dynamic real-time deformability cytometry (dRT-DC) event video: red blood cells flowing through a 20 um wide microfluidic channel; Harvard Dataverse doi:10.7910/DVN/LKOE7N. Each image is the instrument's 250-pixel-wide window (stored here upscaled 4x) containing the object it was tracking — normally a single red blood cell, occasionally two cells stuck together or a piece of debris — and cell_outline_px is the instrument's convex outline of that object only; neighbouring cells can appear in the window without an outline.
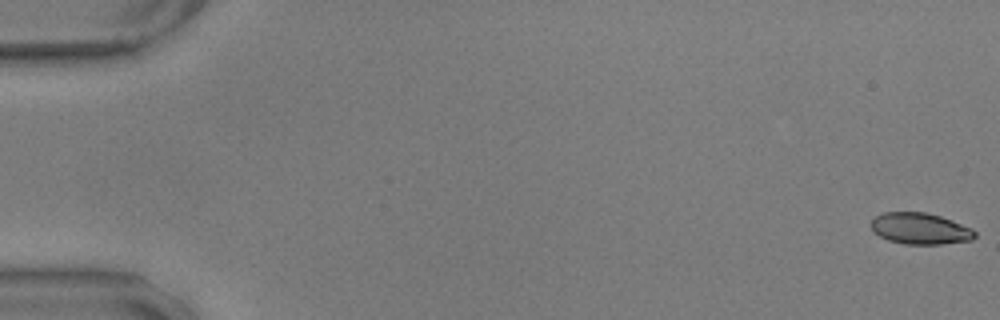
{"species": "common noctule bat (a hibernating species)", "species_latin": "Nyctalus noctula", "temperature_condition": "warm", "stored_images_in_passage": 58, "camera_frame_rate_fps": 3000, "um_per_image_px": 0.085, "animal": {"sex": "male", "body_mass_g": 17.9, "forearm_length_mm": 54.2}, "frame": {"image": 1, "passage_image": 1, "time_ms": 0.0, "image_size_px": [1000, 320], "cell_outline_px": [[976, 236], [972, 240], [940, 244], [904, 244], [888, 240], [872, 232], [872, 220], [876, 216], [884, 212], [924, 212], [940, 216], [952, 220], [972, 228], [976, 232]], "centroid_in_image_um": [78.22, 19.43], "position_along_channel_um": 6.8, "area_um2": 18.96}}
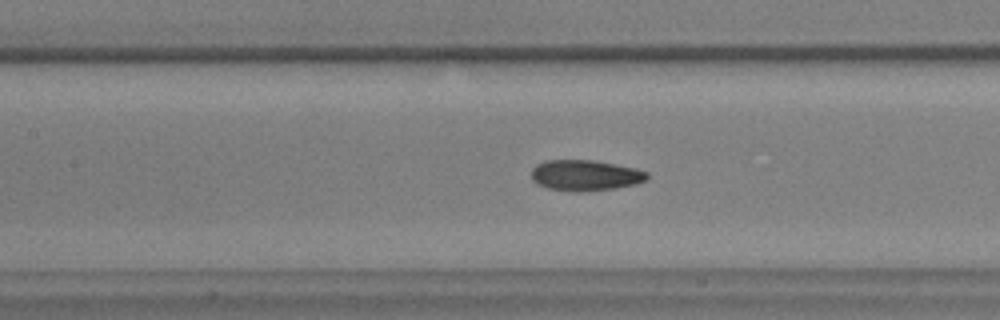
{"frame": {"image": 2, "passage_image": 27, "time_ms": 8.667, "image_size_px": [1000, 320], "cell_outline_px": [[648, 180], [636, 184], [616, 188], [576, 192], [572, 192], [548, 188], [536, 184], [532, 180], [532, 168], [536, 164], [544, 160], [592, 160], [636, 168], [648, 172]], "centroid_in_image_um": [49.74, 14.9], "position_along_channel_um": 157.7, "area_um2": 20.92}}
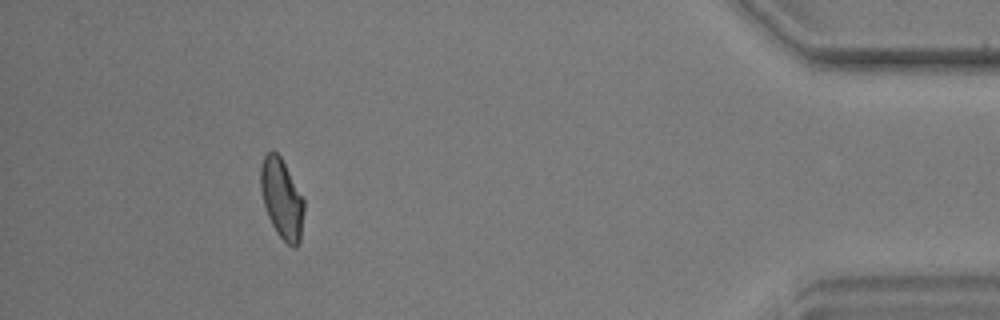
{"frame": {"image": 3, "passage_image": 53, "time_ms": 17.333, "image_size_px": [1000, 320], "cell_outline_px": [[304, 212], [300, 244], [296, 248], [292, 248], [276, 232], [268, 216], [264, 204], [260, 188], [260, 168], [264, 156], [268, 152], [276, 152], [280, 156], [304, 200]], "centroid_in_image_um": [23.96, 16.94], "position_along_channel_um": 411.2, "area_um2": 20.06}, "authors_computed_cell_mechanics": {"area_um2": 20.1722, "velocity_mm_per_s": 3.5413, "shape_relaxation_time_tau1_ms": 6.4091, "shape_relaxation_time_tau2_ms": 2.4788, "deformation_change_tau1": 0.1604, "deformation_change_tau2": 0.071}}